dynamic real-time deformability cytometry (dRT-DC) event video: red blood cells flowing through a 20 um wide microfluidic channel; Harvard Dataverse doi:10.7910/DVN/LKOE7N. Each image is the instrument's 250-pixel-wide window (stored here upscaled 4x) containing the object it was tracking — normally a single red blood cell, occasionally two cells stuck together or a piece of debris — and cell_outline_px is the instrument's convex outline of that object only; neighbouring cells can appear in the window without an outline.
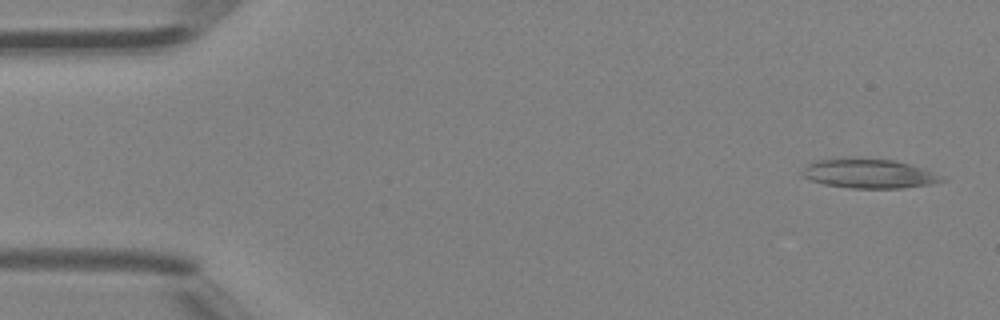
{"species": "Egyptian fruit bat (a non-hibernating species)", "species_latin": "Rousettus aegyptiacus", "temperature_condition": "room temperature", "stored_images_in_passage": 3, "camera_frame_rate_fps": 3000, "um_per_image_px": 0.085, "animal": {"sex": "female"}, "frame": {"image": 1, "passage_image": 3, "time_ms": 0.667, "image_size_px": [1000, 320], "cell_outline_px": [[944, 180], [932, 184], [900, 188], [852, 188], [824, 184], [812, 180], [804, 176], [800, 172], [808, 164], [816, 160], [840, 156], [844, 156], [892, 160], [924, 168], [932, 172]], "centroid_in_image_um": [73.77, 14.72], "position_along_channel_um": 11.2, "area_um2": 23.93}}